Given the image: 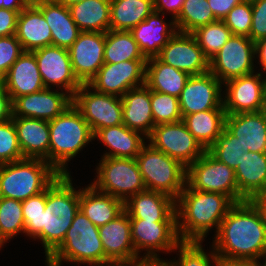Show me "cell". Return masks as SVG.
Returning a JSON list of instances; mask_svg holds the SVG:
<instances>
[{
	"instance_id": "cb8c5ba5",
	"label": "cell",
	"mask_w": 266,
	"mask_h": 266,
	"mask_svg": "<svg viewBox=\"0 0 266 266\" xmlns=\"http://www.w3.org/2000/svg\"><path fill=\"white\" fill-rule=\"evenodd\" d=\"M124 211L130 219L149 221H177L175 200L167 194L145 190L124 202Z\"/></svg>"
},
{
	"instance_id": "91938a15",
	"label": "cell",
	"mask_w": 266,
	"mask_h": 266,
	"mask_svg": "<svg viewBox=\"0 0 266 266\" xmlns=\"http://www.w3.org/2000/svg\"><path fill=\"white\" fill-rule=\"evenodd\" d=\"M55 1L65 5L66 7H70L71 5L82 2L84 0H55Z\"/></svg>"
},
{
	"instance_id": "83f0119b",
	"label": "cell",
	"mask_w": 266,
	"mask_h": 266,
	"mask_svg": "<svg viewBox=\"0 0 266 266\" xmlns=\"http://www.w3.org/2000/svg\"><path fill=\"white\" fill-rule=\"evenodd\" d=\"M123 124L141 132L146 138L155 127L152 117L150 89L144 84L132 88L122 97Z\"/></svg>"
},
{
	"instance_id": "bcb514c9",
	"label": "cell",
	"mask_w": 266,
	"mask_h": 266,
	"mask_svg": "<svg viewBox=\"0 0 266 266\" xmlns=\"http://www.w3.org/2000/svg\"><path fill=\"white\" fill-rule=\"evenodd\" d=\"M24 52L15 34L0 37V81L7 75L12 64Z\"/></svg>"
},
{
	"instance_id": "f546056e",
	"label": "cell",
	"mask_w": 266,
	"mask_h": 266,
	"mask_svg": "<svg viewBox=\"0 0 266 266\" xmlns=\"http://www.w3.org/2000/svg\"><path fill=\"white\" fill-rule=\"evenodd\" d=\"M79 209L94 225L101 227L124 211V202L90 184L79 190Z\"/></svg>"
},
{
	"instance_id": "7dc6e473",
	"label": "cell",
	"mask_w": 266,
	"mask_h": 266,
	"mask_svg": "<svg viewBox=\"0 0 266 266\" xmlns=\"http://www.w3.org/2000/svg\"><path fill=\"white\" fill-rule=\"evenodd\" d=\"M266 37V0H257L252 4V25L250 39L256 42Z\"/></svg>"
},
{
	"instance_id": "f5cc1de1",
	"label": "cell",
	"mask_w": 266,
	"mask_h": 266,
	"mask_svg": "<svg viewBox=\"0 0 266 266\" xmlns=\"http://www.w3.org/2000/svg\"><path fill=\"white\" fill-rule=\"evenodd\" d=\"M12 118V101L0 81V123L6 122Z\"/></svg>"
},
{
	"instance_id": "7a4b0ae2",
	"label": "cell",
	"mask_w": 266,
	"mask_h": 266,
	"mask_svg": "<svg viewBox=\"0 0 266 266\" xmlns=\"http://www.w3.org/2000/svg\"><path fill=\"white\" fill-rule=\"evenodd\" d=\"M70 174H59L46 189V206L38 217H23L25 234L42 241L46 258L63 242L79 211V190Z\"/></svg>"
},
{
	"instance_id": "836d02e7",
	"label": "cell",
	"mask_w": 266,
	"mask_h": 266,
	"mask_svg": "<svg viewBox=\"0 0 266 266\" xmlns=\"http://www.w3.org/2000/svg\"><path fill=\"white\" fill-rule=\"evenodd\" d=\"M225 109H212L185 115L182 121L198 143L208 150L225 128Z\"/></svg>"
},
{
	"instance_id": "44dd1931",
	"label": "cell",
	"mask_w": 266,
	"mask_h": 266,
	"mask_svg": "<svg viewBox=\"0 0 266 266\" xmlns=\"http://www.w3.org/2000/svg\"><path fill=\"white\" fill-rule=\"evenodd\" d=\"M99 237L105 253V263L109 261L143 260L135 252L131 240L130 218L125 211L114 220L99 227Z\"/></svg>"
},
{
	"instance_id": "11a10c76",
	"label": "cell",
	"mask_w": 266,
	"mask_h": 266,
	"mask_svg": "<svg viewBox=\"0 0 266 266\" xmlns=\"http://www.w3.org/2000/svg\"><path fill=\"white\" fill-rule=\"evenodd\" d=\"M254 45H255V55L256 57L258 56L260 65L262 66L265 72L266 71V37L254 42Z\"/></svg>"
},
{
	"instance_id": "db71d44e",
	"label": "cell",
	"mask_w": 266,
	"mask_h": 266,
	"mask_svg": "<svg viewBox=\"0 0 266 266\" xmlns=\"http://www.w3.org/2000/svg\"><path fill=\"white\" fill-rule=\"evenodd\" d=\"M32 2L33 0H0V8L9 9L12 11H22Z\"/></svg>"
},
{
	"instance_id": "4316f807",
	"label": "cell",
	"mask_w": 266,
	"mask_h": 266,
	"mask_svg": "<svg viewBox=\"0 0 266 266\" xmlns=\"http://www.w3.org/2000/svg\"><path fill=\"white\" fill-rule=\"evenodd\" d=\"M51 29L52 45L69 49L81 32L72 19L69 7L55 0H33Z\"/></svg>"
},
{
	"instance_id": "be15d7a7",
	"label": "cell",
	"mask_w": 266,
	"mask_h": 266,
	"mask_svg": "<svg viewBox=\"0 0 266 266\" xmlns=\"http://www.w3.org/2000/svg\"><path fill=\"white\" fill-rule=\"evenodd\" d=\"M5 242L2 240V238L0 237V249H1V247L3 246V244H4Z\"/></svg>"
},
{
	"instance_id": "816d5d0a",
	"label": "cell",
	"mask_w": 266,
	"mask_h": 266,
	"mask_svg": "<svg viewBox=\"0 0 266 266\" xmlns=\"http://www.w3.org/2000/svg\"><path fill=\"white\" fill-rule=\"evenodd\" d=\"M184 0H154V11L164 15L163 10H169L172 13V19L175 20L183 6ZM162 12V13H161Z\"/></svg>"
},
{
	"instance_id": "9a60e30c",
	"label": "cell",
	"mask_w": 266,
	"mask_h": 266,
	"mask_svg": "<svg viewBox=\"0 0 266 266\" xmlns=\"http://www.w3.org/2000/svg\"><path fill=\"white\" fill-rule=\"evenodd\" d=\"M255 72L227 81L223 107L226 115L266 110V77Z\"/></svg>"
},
{
	"instance_id": "6125c7cd",
	"label": "cell",
	"mask_w": 266,
	"mask_h": 266,
	"mask_svg": "<svg viewBox=\"0 0 266 266\" xmlns=\"http://www.w3.org/2000/svg\"><path fill=\"white\" fill-rule=\"evenodd\" d=\"M242 3H249V4H253L254 2H256L257 0H240Z\"/></svg>"
},
{
	"instance_id": "277c9868",
	"label": "cell",
	"mask_w": 266,
	"mask_h": 266,
	"mask_svg": "<svg viewBox=\"0 0 266 266\" xmlns=\"http://www.w3.org/2000/svg\"><path fill=\"white\" fill-rule=\"evenodd\" d=\"M50 129L49 164L62 175L67 162L75 157L94 135L80 111L72 104L55 119L48 121Z\"/></svg>"
},
{
	"instance_id": "30bf717a",
	"label": "cell",
	"mask_w": 266,
	"mask_h": 266,
	"mask_svg": "<svg viewBox=\"0 0 266 266\" xmlns=\"http://www.w3.org/2000/svg\"><path fill=\"white\" fill-rule=\"evenodd\" d=\"M130 223L131 240L136 254L139 255L140 250H146L142 259L152 265H161L165 261L156 252H172L181 242L177 233V221L130 219Z\"/></svg>"
},
{
	"instance_id": "4dcf8cb0",
	"label": "cell",
	"mask_w": 266,
	"mask_h": 266,
	"mask_svg": "<svg viewBox=\"0 0 266 266\" xmlns=\"http://www.w3.org/2000/svg\"><path fill=\"white\" fill-rule=\"evenodd\" d=\"M141 132L129 129L124 124L105 127L99 129L94 134L101 142L109 148L102 158H132L140 153L141 148L145 145L144 136Z\"/></svg>"
},
{
	"instance_id": "7c38bea8",
	"label": "cell",
	"mask_w": 266,
	"mask_h": 266,
	"mask_svg": "<svg viewBox=\"0 0 266 266\" xmlns=\"http://www.w3.org/2000/svg\"><path fill=\"white\" fill-rule=\"evenodd\" d=\"M255 45L245 36L232 35L209 60V71L222 84L254 72Z\"/></svg>"
},
{
	"instance_id": "681fc988",
	"label": "cell",
	"mask_w": 266,
	"mask_h": 266,
	"mask_svg": "<svg viewBox=\"0 0 266 266\" xmlns=\"http://www.w3.org/2000/svg\"><path fill=\"white\" fill-rule=\"evenodd\" d=\"M20 12L0 8V37L11 36L16 33L17 18Z\"/></svg>"
},
{
	"instance_id": "52a82bcc",
	"label": "cell",
	"mask_w": 266,
	"mask_h": 266,
	"mask_svg": "<svg viewBox=\"0 0 266 266\" xmlns=\"http://www.w3.org/2000/svg\"><path fill=\"white\" fill-rule=\"evenodd\" d=\"M136 161L146 190L169 195L176 200L186 186L187 168L150 144H145Z\"/></svg>"
},
{
	"instance_id": "9f6ffc18",
	"label": "cell",
	"mask_w": 266,
	"mask_h": 266,
	"mask_svg": "<svg viewBox=\"0 0 266 266\" xmlns=\"http://www.w3.org/2000/svg\"><path fill=\"white\" fill-rule=\"evenodd\" d=\"M261 214L262 220L266 225V193L257 195L250 200Z\"/></svg>"
},
{
	"instance_id": "6f0895ef",
	"label": "cell",
	"mask_w": 266,
	"mask_h": 266,
	"mask_svg": "<svg viewBox=\"0 0 266 266\" xmlns=\"http://www.w3.org/2000/svg\"><path fill=\"white\" fill-rule=\"evenodd\" d=\"M99 266H152L145 260H131V261H109Z\"/></svg>"
},
{
	"instance_id": "7402d4cb",
	"label": "cell",
	"mask_w": 266,
	"mask_h": 266,
	"mask_svg": "<svg viewBox=\"0 0 266 266\" xmlns=\"http://www.w3.org/2000/svg\"><path fill=\"white\" fill-rule=\"evenodd\" d=\"M225 128L244 152L266 153V110L226 115Z\"/></svg>"
},
{
	"instance_id": "d590c367",
	"label": "cell",
	"mask_w": 266,
	"mask_h": 266,
	"mask_svg": "<svg viewBox=\"0 0 266 266\" xmlns=\"http://www.w3.org/2000/svg\"><path fill=\"white\" fill-rule=\"evenodd\" d=\"M154 11V0H110V30L131 31Z\"/></svg>"
},
{
	"instance_id": "8992f818",
	"label": "cell",
	"mask_w": 266,
	"mask_h": 266,
	"mask_svg": "<svg viewBox=\"0 0 266 266\" xmlns=\"http://www.w3.org/2000/svg\"><path fill=\"white\" fill-rule=\"evenodd\" d=\"M59 173L43 159L24 158L0 165V197L27 200L47 189Z\"/></svg>"
},
{
	"instance_id": "f907efd6",
	"label": "cell",
	"mask_w": 266,
	"mask_h": 266,
	"mask_svg": "<svg viewBox=\"0 0 266 266\" xmlns=\"http://www.w3.org/2000/svg\"><path fill=\"white\" fill-rule=\"evenodd\" d=\"M240 0H208V4L217 20L222 21L228 12L236 5L240 4Z\"/></svg>"
},
{
	"instance_id": "ac0fdd59",
	"label": "cell",
	"mask_w": 266,
	"mask_h": 266,
	"mask_svg": "<svg viewBox=\"0 0 266 266\" xmlns=\"http://www.w3.org/2000/svg\"><path fill=\"white\" fill-rule=\"evenodd\" d=\"M222 85L210 71L190 76L178 98L182 117L195 112L224 109Z\"/></svg>"
},
{
	"instance_id": "e575fe53",
	"label": "cell",
	"mask_w": 266,
	"mask_h": 266,
	"mask_svg": "<svg viewBox=\"0 0 266 266\" xmlns=\"http://www.w3.org/2000/svg\"><path fill=\"white\" fill-rule=\"evenodd\" d=\"M69 10L81 32L110 30V0H84L71 5Z\"/></svg>"
},
{
	"instance_id": "f6af8a7d",
	"label": "cell",
	"mask_w": 266,
	"mask_h": 266,
	"mask_svg": "<svg viewBox=\"0 0 266 266\" xmlns=\"http://www.w3.org/2000/svg\"><path fill=\"white\" fill-rule=\"evenodd\" d=\"M233 35L250 38L252 25V4L240 3L234 6L222 20Z\"/></svg>"
},
{
	"instance_id": "4fadbf2b",
	"label": "cell",
	"mask_w": 266,
	"mask_h": 266,
	"mask_svg": "<svg viewBox=\"0 0 266 266\" xmlns=\"http://www.w3.org/2000/svg\"><path fill=\"white\" fill-rule=\"evenodd\" d=\"M145 139H149L153 148L178 160L186 168L206 151L183 121L156 125Z\"/></svg>"
},
{
	"instance_id": "8d00e7d4",
	"label": "cell",
	"mask_w": 266,
	"mask_h": 266,
	"mask_svg": "<svg viewBox=\"0 0 266 266\" xmlns=\"http://www.w3.org/2000/svg\"><path fill=\"white\" fill-rule=\"evenodd\" d=\"M147 60L130 31L108 30L105 33L104 63Z\"/></svg>"
},
{
	"instance_id": "9c48e42d",
	"label": "cell",
	"mask_w": 266,
	"mask_h": 266,
	"mask_svg": "<svg viewBox=\"0 0 266 266\" xmlns=\"http://www.w3.org/2000/svg\"><path fill=\"white\" fill-rule=\"evenodd\" d=\"M186 184L193 190L227 195L234 203L246 201L238 192L235 170L207 150L187 167Z\"/></svg>"
},
{
	"instance_id": "5bb4252c",
	"label": "cell",
	"mask_w": 266,
	"mask_h": 266,
	"mask_svg": "<svg viewBox=\"0 0 266 266\" xmlns=\"http://www.w3.org/2000/svg\"><path fill=\"white\" fill-rule=\"evenodd\" d=\"M146 63L147 60L104 63L88 85L99 93L122 97L130 89L145 84Z\"/></svg>"
},
{
	"instance_id": "c3c4849f",
	"label": "cell",
	"mask_w": 266,
	"mask_h": 266,
	"mask_svg": "<svg viewBox=\"0 0 266 266\" xmlns=\"http://www.w3.org/2000/svg\"><path fill=\"white\" fill-rule=\"evenodd\" d=\"M46 206V190L42 193L29 197L22 201L23 217H38L41 211L45 210Z\"/></svg>"
},
{
	"instance_id": "6da1fadb",
	"label": "cell",
	"mask_w": 266,
	"mask_h": 266,
	"mask_svg": "<svg viewBox=\"0 0 266 266\" xmlns=\"http://www.w3.org/2000/svg\"><path fill=\"white\" fill-rule=\"evenodd\" d=\"M214 239L212 247L220 260L257 262L266 252V225L255 205L246 200L230 208Z\"/></svg>"
},
{
	"instance_id": "94428289",
	"label": "cell",
	"mask_w": 266,
	"mask_h": 266,
	"mask_svg": "<svg viewBox=\"0 0 266 266\" xmlns=\"http://www.w3.org/2000/svg\"><path fill=\"white\" fill-rule=\"evenodd\" d=\"M261 257H264L263 260H264L265 262H263L264 264L262 265V264H260L259 261H257V262H256V263H257V266H266V252H265Z\"/></svg>"
},
{
	"instance_id": "484cf974",
	"label": "cell",
	"mask_w": 266,
	"mask_h": 266,
	"mask_svg": "<svg viewBox=\"0 0 266 266\" xmlns=\"http://www.w3.org/2000/svg\"><path fill=\"white\" fill-rule=\"evenodd\" d=\"M160 16L159 12L153 11L130 31L146 59L157 57L178 31L174 20L167 24Z\"/></svg>"
},
{
	"instance_id": "8fae6325",
	"label": "cell",
	"mask_w": 266,
	"mask_h": 266,
	"mask_svg": "<svg viewBox=\"0 0 266 266\" xmlns=\"http://www.w3.org/2000/svg\"><path fill=\"white\" fill-rule=\"evenodd\" d=\"M82 84L73 96V105L80 111L93 135L102 128L123 124L121 97L99 93Z\"/></svg>"
},
{
	"instance_id": "f35d334b",
	"label": "cell",
	"mask_w": 266,
	"mask_h": 266,
	"mask_svg": "<svg viewBox=\"0 0 266 266\" xmlns=\"http://www.w3.org/2000/svg\"><path fill=\"white\" fill-rule=\"evenodd\" d=\"M205 57L210 60L233 35L223 21L198 27L192 32Z\"/></svg>"
},
{
	"instance_id": "d4e9b609",
	"label": "cell",
	"mask_w": 266,
	"mask_h": 266,
	"mask_svg": "<svg viewBox=\"0 0 266 266\" xmlns=\"http://www.w3.org/2000/svg\"><path fill=\"white\" fill-rule=\"evenodd\" d=\"M24 158L43 159L49 163L50 129L46 120L12 117Z\"/></svg>"
},
{
	"instance_id": "3957f363",
	"label": "cell",
	"mask_w": 266,
	"mask_h": 266,
	"mask_svg": "<svg viewBox=\"0 0 266 266\" xmlns=\"http://www.w3.org/2000/svg\"><path fill=\"white\" fill-rule=\"evenodd\" d=\"M234 204L227 195L193 190L186 184L175 200L180 240L202 242L213 226L217 233L220 223Z\"/></svg>"
},
{
	"instance_id": "680465c9",
	"label": "cell",
	"mask_w": 266,
	"mask_h": 266,
	"mask_svg": "<svg viewBox=\"0 0 266 266\" xmlns=\"http://www.w3.org/2000/svg\"><path fill=\"white\" fill-rule=\"evenodd\" d=\"M220 266H257L256 262L220 260Z\"/></svg>"
},
{
	"instance_id": "f1b7e54d",
	"label": "cell",
	"mask_w": 266,
	"mask_h": 266,
	"mask_svg": "<svg viewBox=\"0 0 266 266\" xmlns=\"http://www.w3.org/2000/svg\"><path fill=\"white\" fill-rule=\"evenodd\" d=\"M16 38L24 51H35L52 45V34L42 12L31 3L17 18Z\"/></svg>"
},
{
	"instance_id": "ab89813d",
	"label": "cell",
	"mask_w": 266,
	"mask_h": 266,
	"mask_svg": "<svg viewBox=\"0 0 266 266\" xmlns=\"http://www.w3.org/2000/svg\"><path fill=\"white\" fill-rule=\"evenodd\" d=\"M21 232L25 233L22 201L0 197V237L6 243Z\"/></svg>"
},
{
	"instance_id": "b9f144b4",
	"label": "cell",
	"mask_w": 266,
	"mask_h": 266,
	"mask_svg": "<svg viewBox=\"0 0 266 266\" xmlns=\"http://www.w3.org/2000/svg\"><path fill=\"white\" fill-rule=\"evenodd\" d=\"M150 100L155 126L182 121L183 117L177 97L150 90Z\"/></svg>"
},
{
	"instance_id": "2e32d148",
	"label": "cell",
	"mask_w": 266,
	"mask_h": 266,
	"mask_svg": "<svg viewBox=\"0 0 266 266\" xmlns=\"http://www.w3.org/2000/svg\"><path fill=\"white\" fill-rule=\"evenodd\" d=\"M33 52L45 88L62 87L73 97L82 84L74 75L69 50L50 45Z\"/></svg>"
},
{
	"instance_id": "74e56055",
	"label": "cell",
	"mask_w": 266,
	"mask_h": 266,
	"mask_svg": "<svg viewBox=\"0 0 266 266\" xmlns=\"http://www.w3.org/2000/svg\"><path fill=\"white\" fill-rule=\"evenodd\" d=\"M179 32L192 33L198 27L218 21L208 0H184L178 17L174 20Z\"/></svg>"
},
{
	"instance_id": "d6986e66",
	"label": "cell",
	"mask_w": 266,
	"mask_h": 266,
	"mask_svg": "<svg viewBox=\"0 0 266 266\" xmlns=\"http://www.w3.org/2000/svg\"><path fill=\"white\" fill-rule=\"evenodd\" d=\"M68 50L74 75L88 84L104 64L105 33L80 32Z\"/></svg>"
},
{
	"instance_id": "d6a6232c",
	"label": "cell",
	"mask_w": 266,
	"mask_h": 266,
	"mask_svg": "<svg viewBox=\"0 0 266 266\" xmlns=\"http://www.w3.org/2000/svg\"><path fill=\"white\" fill-rule=\"evenodd\" d=\"M189 77L186 72L162 62L158 57L147 59L145 85L150 90L179 98Z\"/></svg>"
},
{
	"instance_id": "5b68a950",
	"label": "cell",
	"mask_w": 266,
	"mask_h": 266,
	"mask_svg": "<svg viewBox=\"0 0 266 266\" xmlns=\"http://www.w3.org/2000/svg\"><path fill=\"white\" fill-rule=\"evenodd\" d=\"M62 261L99 266L105 264V253L94 225L79 209L63 242L46 258L48 266H61Z\"/></svg>"
},
{
	"instance_id": "60d3db41",
	"label": "cell",
	"mask_w": 266,
	"mask_h": 266,
	"mask_svg": "<svg viewBox=\"0 0 266 266\" xmlns=\"http://www.w3.org/2000/svg\"><path fill=\"white\" fill-rule=\"evenodd\" d=\"M201 243L198 241H181L176 246V249H179L178 252H180L179 260H166L161 266H211V263L214 266H220V259L214 249L210 254H207Z\"/></svg>"
},
{
	"instance_id": "603a6c76",
	"label": "cell",
	"mask_w": 266,
	"mask_h": 266,
	"mask_svg": "<svg viewBox=\"0 0 266 266\" xmlns=\"http://www.w3.org/2000/svg\"><path fill=\"white\" fill-rule=\"evenodd\" d=\"M13 102L17 97L45 88L34 52L24 51L1 80Z\"/></svg>"
},
{
	"instance_id": "ffe728a7",
	"label": "cell",
	"mask_w": 266,
	"mask_h": 266,
	"mask_svg": "<svg viewBox=\"0 0 266 266\" xmlns=\"http://www.w3.org/2000/svg\"><path fill=\"white\" fill-rule=\"evenodd\" d=\"M73 104V97L62 90L41 91L17 97L12 102V117H26L51 121Z\"/></svg>"
},
{
	"instance_id": "ba28073f",
	"label": "cell",
	"mask_w": 266,
	"mask_h": 266,
	"mask_svg": "<svg viewBox=\"0 0 266 266\" xmlns=\"http://www.w3.org/2000/svg\"><path fill=\"white\" fill-rule=\"evenodd\" d=\"M96 172L97 179L91 185L123 202L146 190L136 159L102 158Z\"/></svg>"
},
{
	"instance_id": "7bdbcfd3",
	"label": "cell",
	"mask_w": 266,
	"mask_h": 266,
	"mask_svg": "<svg viewBox=\"0 0 266 266\" xmlns=\"http://www.w3.org/2000/svg\"><path fill=\"white\" fill-rule=\"evenodd\" d=\"M218 161L225 163L235 170L240 165L244 154L243 148L226 128L216 139L215 143L207 150Z\"/></svg>"
},
{
	"instance_id": "e0dca14e",
	"label": "cell",
	"mask_w": 266,
	"mask_h": 266,
	"mask_svg": "<svg viewBox=\"0 0 266 266\" xmlns=\"http://www.w3.org/2000/svg\"><path fill=\"white\" fill-rule=\"evenodd\" d=\"M162 62L186 72L200 75L209 71V60L192 33L177 31L157 56Z\"/></svg>"
},
{
	"instance_id": "ee69618b",
	"label": "cell",
	"mask_w": 266,
	"mask_h": 266,
	"mask_svg": "<svg viewBox=\"0 0 266 266\" xmlns=\"http://www.w3.org/2000/svg\"><path fill=\"white\" fill-rule=\"evenodd\" d=\"M24 159L13 119L0 123V165Z\"/></svg>"
},
{
	"instance_id": "1f68e13d",
	"label": "cell",
	"mask_w": 266,
	"mask_h": 266,
	"mask_svg": "<svg viewBox=\"0 0 266 266\" xmlns=\"http://www.w3.org/2000/svg\"><path fill=\"white\" fill-rule=\"evenodd\" d=\"M238 192L245 200L266 193V153L244 152L235 169Z\"/></svg>"
}]
</instances>
